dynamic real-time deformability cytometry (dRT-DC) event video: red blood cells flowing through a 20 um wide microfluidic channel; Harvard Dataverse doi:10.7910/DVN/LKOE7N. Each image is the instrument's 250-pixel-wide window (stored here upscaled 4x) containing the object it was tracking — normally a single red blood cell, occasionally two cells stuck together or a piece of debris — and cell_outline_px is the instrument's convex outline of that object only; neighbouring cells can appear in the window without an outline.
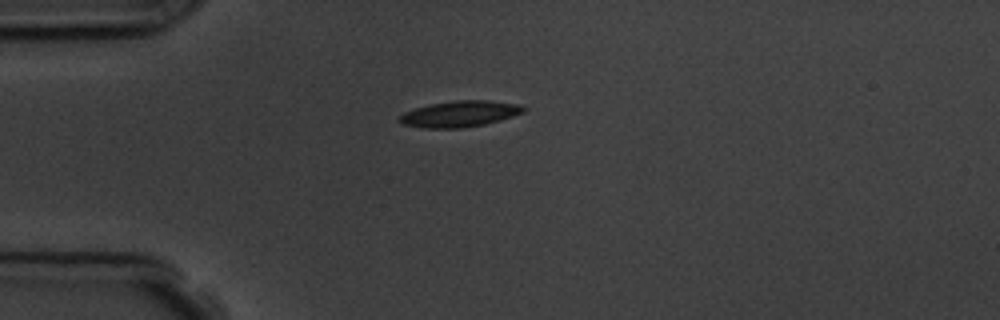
{"species": "common noctule bat (a hibernating species)", "species_latin": "Nyctalus noctula", "temperature_condition": "room temperature", "stored_images_in_passage": 3, "camera_frame_rate_fps": 3000, "um_per_image_px": 0.085, "animal": {"sex": "male", "body_mass_g": 19.5, "forearm_length_mm": 54.6}, "frame": {"image": 1, "passage_image": 1, "time_ms": 0.0, "image_size_px": [1000, 320], "cell_outline_px": [[528, 108], [524, 112], [500, 120], [484, 124], [460, 128], [420, 128], [404, 124], [396, 120], [404, 112], [428, 104], [456, 100], [488, 100], [520, 104]], "centroid_in_image_um": [39.08, 9.67], "position_along_channel_um": 45.9, "area_um2": 18.96}}
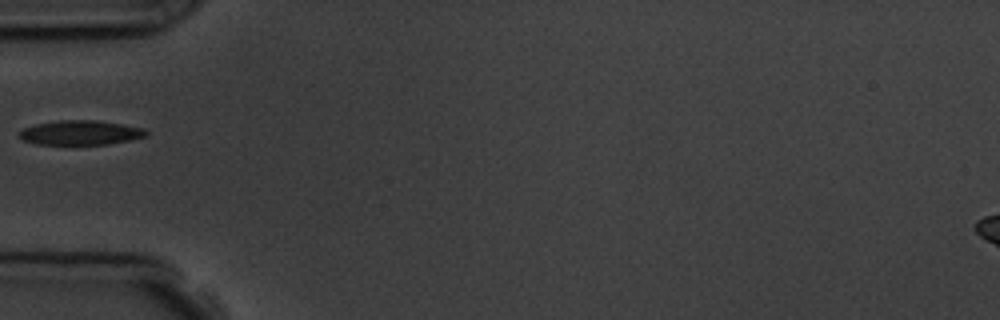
{"frame": {"image": 2, "passage_image": 2, "time_ms": 1.333, "image_size_px": [1000, 320], "cell_outline_px": [[148, 136], [132, 140], [108, 144], [36, 144], [24, 140], [16, 136], [16, 132], [24, 128], [36, 124], [60, 120], [96, 120], [144, 128], [148, 132]], "centroid_in_image_um": [6.83, 11.28], "position_along_channel_um": 78.2, "area_um2": 18.21}}